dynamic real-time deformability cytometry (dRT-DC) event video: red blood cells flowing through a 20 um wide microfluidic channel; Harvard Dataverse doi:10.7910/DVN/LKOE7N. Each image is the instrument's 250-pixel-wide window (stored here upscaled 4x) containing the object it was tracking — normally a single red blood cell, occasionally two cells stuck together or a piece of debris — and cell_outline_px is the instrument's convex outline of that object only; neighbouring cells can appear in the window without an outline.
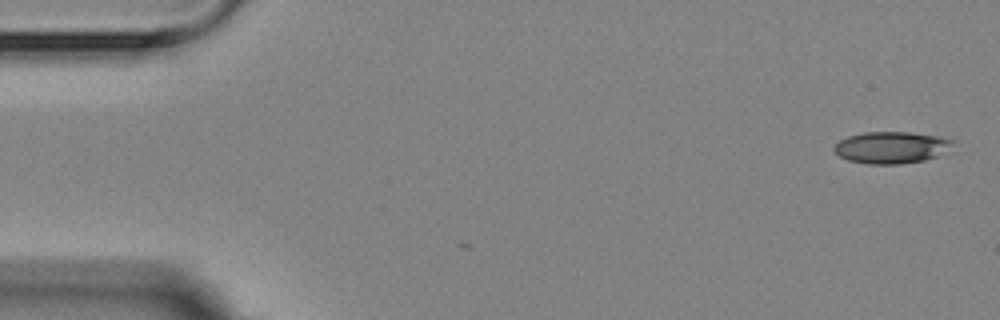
{"species": "Egyptian fruit bat (a non-hibernating species)", "species_latin": "Rousettus aegyptiacus", "temperature_condition": "room temperature", "stored_images_in_passage": 15, "camera_frame_rate_fps": 3000, "um_per_image_px": 0.085, "animal": {"sex": "female"}, "frame": {"image": 1, "passage_image": 1, "time_ms": 0.0, "image_size_px": [1000, 320], "cell_outline_px": [[956, 140], [936, 156], [924, 160], [900, 164], [868, 164], [848, 160], [840, 156], [832, 148], [840, 140], [848, 136], [864, 132], [908, 132], [940, 136]], "centroid_in_image_um": [75.72, 12.53], "position_along_channel_um": 9.3, "area_um2": 21.73}}
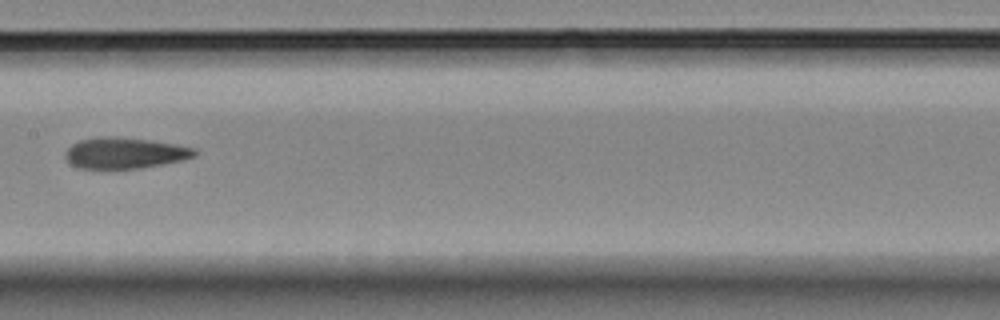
{"frame": {"image": 2, "passage_image": 7, "time_ms": 8.667, "image_size_px": [1000, 320], "cell_outline_px": [[196, 152], [192, 156], [180, 160], [160, 164], [136, 168], [80, 168], [72, 164], [64, 156], [64, 152], [72, 144], [80, 140], [100, 136], [116, 136], [152, 140], [176, 144], [196, 148]], "centroid_in_image_um": [10.57, 12.98], "position_along_channel_um": 196.8, "area_um2": 23.12}}
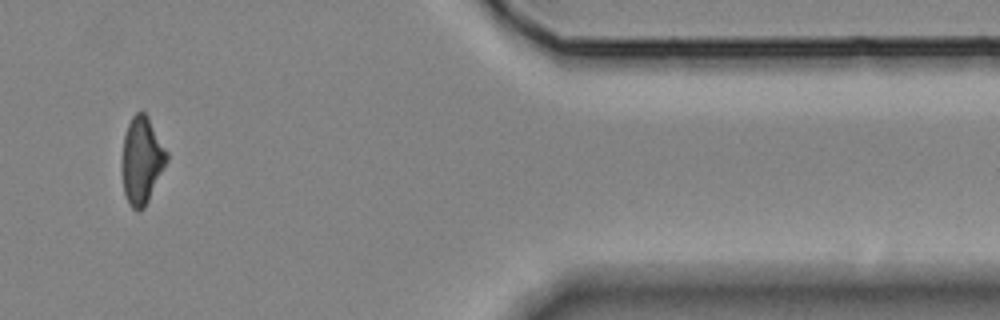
{"frame": {"image": 3, "passage_image": 13, "time_ms": 15.333, "image_size_px": [1000, 320], "cell_outline_px": [[168, 160], [144, 208], [140, 212], [136, 212], [128, 204], [124, 192], [120, 168], [120, 164], [124, 136], [128, 124], [132, 116], [136, 112], [144, 112], [148, 116], [168, 152]], "centroid_in_image_um": [12.02, 13.65], "position_along_channel_um": 399.4, "area_um2": 23.06}, "authors_computed_cell_mechanics": {"area_um2": 23.1778, "velocity_mm_per_s": 3.5952, "shape_relaxation_time_tau1_ms": 9.2792, "shape_relaxation_time_tau2_ms": 4.5947, "deformation_change_tau1": 0.1899, "deformation_change_tau2": 0.1151}}